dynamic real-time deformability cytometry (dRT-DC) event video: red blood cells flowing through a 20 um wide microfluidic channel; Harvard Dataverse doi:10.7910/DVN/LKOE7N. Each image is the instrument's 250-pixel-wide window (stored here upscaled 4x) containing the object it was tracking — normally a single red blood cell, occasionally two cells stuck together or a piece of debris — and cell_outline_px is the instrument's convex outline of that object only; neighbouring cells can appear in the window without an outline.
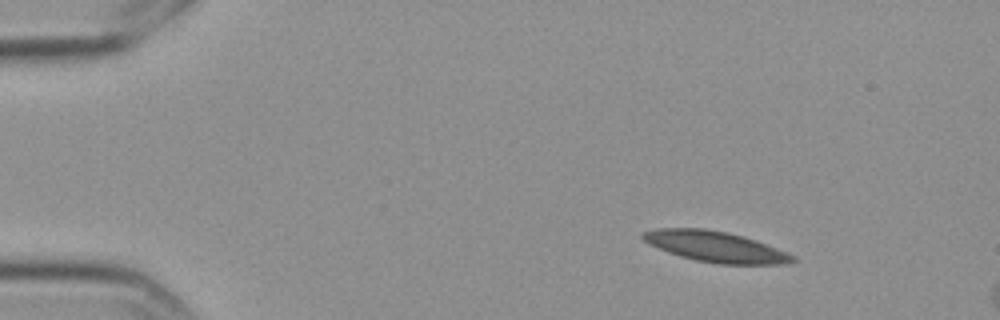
{"species": "Egyptian fruit bat (a non-hibernating species)", "species_latin": "Rousettus aegyptiacus", "temperature_condition": "cold", "stored_images_in_passage": 4, "camera_frame_rate_fps": 3000, "um_per_image_px": 0.085, "frame": {"image": 1, "passage_image": 1, "time_ms": 0.0, "image_size_px": [1000, 320], "cell_outline_px": [[796, 260], [784, 264], [720, 264], [696, 260], [680, 256], [648, 244], [640, 236], [640, 232], [656, 228], [704, 228], [728, 232], [744, 236], [756, 240], [788, 252], [796, 256]], "centroid_in_image_um": [60.81, 20.95], "position_along_channel_um": 24.2, "area_um2": 26.93}}